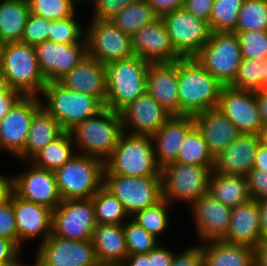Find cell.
I'll list each match as a JSON object with an SVG mask.
<instances>
[{"label": "cell", "mask_w": 267, "mask_h": 266, "mask_svg": "<svg viewBox=\"0 0 267 266\" xmlns=\"http://www.w3.org/2000/svg\"><path fill=\"white\" fill-rule=\"evenodd\" d=\"M179 115L195 116L218 106L223 84L196 58L177 60Z\"/></svg>", "instance_id": "6da1fadb"}, {"label": "cell", "mask_w": 267, "mask_h": 266, "mask_svg": "<svg viewBox=\"0 0 267 266\" xmlns=\"http://www.w3.org/2000/svg\"><path fill=\"white\" fill-rule=\"evenodd\" d=\"M161 170L151 136L123 132L105 161L104 175L161 177Z\"/></svg>", "instance_id": "7a4b0ae2"}, {"label": "cell", "mask_w": 267, "mask_h": 266, "mask_svg": "<svg viewBox=\"0 0 267 266\" xmlns=\"http://www.w3.org/2000/svg\"><path fill=\"white\" fill-rule=\"evenodd\" d=\"M69 132L74 145L78 147L79 152L76 153L97 157L105 162L124 132L122 117L120 113L105 107L96 115L76 124Z\"/></svg>", "instance_id": "3957f363"}, {"label": "cell", "mask_w": 267, "mask_h": 266, "mask_svg": "<svg viewBox=\"0 0 267 266\" xmlns=\"http://www.w3.org/2000/svg\"><path fill=\"white\" fill-rule=\"evenodd\" d=\"M41 96V106L53 116L65 131L105 108L97 97L67 89L58 81L47 82Z\"/></svg>", "instance_id": "277c9868"}, {"label": "cell", "mask_w": 267, "mask_h": 266, "mask_svg": "<svg viewBox=\"0 0 267 266\" xmlns=\"http://www.w3.org/2000/svg\"><path fill=\"white\" fill-rule=\"evenodd\" d=\"M149 64L134 55L131 58L105 65V107L120 113L126 106L144 94Z\"/></svg>", "instance_id": "5b68a950"}, {"label": "cell", "mask_w": 267, "mask_h": 266, "mask_svg": "<svg viewBox=\"0 0 267 266\" xmlns=\"http://www.w3.org/2000/svg\"><path fill=\"white\" fill-rule=\"evenodd\" d=\"M0 69L9 87L23 96H40L47 83L34 46L22 42L2 44Z\"/></svg>", "instance_id": "8992f818"}, {"label": "cell", "mask_w": 267, "mask_h": 266, "mask_svg": "<svg viewBox=\"0 0 267 266\" xmlns=\"http://www.w3.org/2000/svg\"><path fill=\"white\" fill-rule=\"evenodd\" d=\"M105 162L77 153L54 173L62 200L90 199L103 186Z\"/></svg>", "instance_id": "52a82bcc"}, {"label": "cell", "mask_w": 267, "mask_h": 266, "mask_svg": "<svg viewBox=\"0 0 267 266\" xmlns=\"http://www.w3.org/2000/svg\"><path fill=\"white\" fill-rule=\"evenodd\" d=\"M194 58L224 86H230L242 61L237 35L235 32L211 31L208 42Z\"/></svg>", "instance_id": "ba28073f"}, {"label": "cell", "mask_w": 267, "mask_h": 266, "mask_svg": "<svg viewBox=\"0 0 267 266\" xmlns=\"http://www.w3.org/2000/svg\"><path fill=\"white\" fill-rule=\"evenodd\" d=\"M212 170L206 166L171 162L162 167V197L170 204L183 201L192 204L208 192Z\"/></svg>", "instance_id": "9c48e42d"}, {"label": "cell", "mask_w": 267, "mask_h": 266, "mask_svg": "<svg viewBox=\"0 0 267 266\" xmlns=\"http://www.w3.org/2000/svg\"><path fill=\"white\" fill-rule=\"evenodd\" d=\"M103 186L123 204L130 217L163 199L161 177L104 175Z\"/></svg>", "instance_id": "30bf717a"}, {"label": "cell", "mask_w": 267, "mask_h": 266, "mask_svg": "<svg viewBox=\"0 0 267 266\" xmlns=\"http://www.w3.org/2000/svg\"><path fill=\"white\" fill-rule=\"evenodd\" d=\"M97 222L92 198L67 199L52 210V235L76 241L92 239Z\"/></svg>", "instance_id": "8fae6325"}, {"label": "cell", "mask_w": 267, "mask_h": 266, "mask_svg": "<svg viewBox=\"0 0 267 266\" xmlns=\"http://www.w3.org/2000/svg\"><path fill=\"white\" fill-rule=\"evenodd\" d=\"M162 19L175 51L182 58L195 57L210 38L209 23L195 17L185 7L170 12Z\"/></svg>", "instance_id": "7c38bea8"}, {"label": "cell", "mask_w": 267, "mask_h": 266, "mask_svg": "<svg viewBox=\"0 0 267 266\" xmlns=\"http://www.w3.org/2000/svg\"><path fill=\"white\" fill-rule=\"evenodd\" d=\"M87 55L107 65L134 56L131 36L111 20H92L85 33Z\"/></svg>", "instance_id": "4fadbf2b"}, {"label": "cell", "mask_w": 267, "mask_h": 266, "mask_svg": "<svg viewBox=\"0 0 267 266\" xmlns=\"http://www.w3.org/2000/svg\"><path fill=\"white\" fill-rule=\"evenodd\" d=\"M91 240L76 241L50 235L36 252L34 266H96Z\"/></svg>", "instance_id": "5bb4252c"}, {"label": "cell", "mask_w": 267, "mask_h": 266, "mask_svg": "<svg viewBox=\"0 0 267 266\" xmlns=\"http://www.w3.org/2000/svg\"><path fill=\"white\" fill-rule=\"evenodd\" d=\"M38 96H23L0 120V150L18 156L25 148L34 114L42 107Z\"/></svg>", "instance_id": "9a60e30c"}, {"label": "cell", "mask_w": 267, "mask_h": 266, "mask_svg": "<svg viewBox=\"0 0 267 266\" xmlns=\"http://www.w3.org/2000/svg\"><path fill=\"white\" fill-rule=\"evenodd\" d=\"M217 107L240 133L262 134L264 128L254 91L223 86Z\"/></svg>", "instance_id": "2e32d148"}, {"label": "cell", "mask_w": 267, "mask_h": 266, "mask_svg": "<svg viewBox=\"0 0 267 266\" xmlns=\"http://www.w3.org/2000/svg\"><path fill=\"white\" fill-rule=\"evenodd\" d=\"M34 48L46 82L58 81L87 56V43L63 44L47 40Z\"/></svg>", "instance_id": "e0dca14e"}, {"label": "cell", "mask_w": 267, "mask_h": 266, "mask_svg": "<svg viewBox=\"0 0 267 266\" xmlns=\"http://www.w3.org/2000/svg\"><path fill=\"white\" fill-rule=\"evenodd\" d=\"M132 50L148 63H170L182 57L175 51L162 18L149 23L131 36Z\"/></svg>", "instance_id": "ac0fdd59"}, {"label": "cell", "mask_w": 267, "mask_h": 266, "mask_svg": "<svg viewBox=\"0 0 267 266\" xmlns=\"http://www.w3.org/2000/svg\"><path fill=\"white\" fill-rule=\"evenodd\" d=\"M120 115L124 132L147 136L154 135L172 116L147 92L126 106Z\"/></svg>", "instance_id": "d6986e66"}, {"label": "cell", "mask_w": 267, "mask_h": 266, "mask_svg": "<svg viewBox=\"0 0 267 266\" xmlns=\"http://www.w3.org/2000/svg\"><path fill=\"white\" fill-rule=\"evenodd\" d=\"M31 165L29 170L13 176L14 192L24 200L54 210L62 202L55 173Z\"/></svg>", "instance_id": "ffe728a7"}, {"label": "cell", "mask_w": 267, "mask_h": 266, "mask_svg": "<svg viewBox=\"0 0 267 266\" xmlns=\"http://www.w3.org/2000/svg\"><path fill=\"white\" fill-rule=\"evenodd\" d=\"M190 208L200 241L222 240L226 236L230 228L231 207L205 194Z\"/></svg>", "instance_id": "44dd1931"}, {"label": "cell", "mask_w": 267, "mask_h": 266, "mask_svg": "<svg viewBox=\"0 0 267 266\" xmlns=\"http://www.w3.org/2000/svg\"><path fill=\"white\" fill-rule=\"evenodd\" d=\"M12 206L18 231V247L27 239L41 236L43 243L52 234V209L27 201L12 192Z\"/></svg>", "instance_id": "7402d4cb"}, {"label": "cell", "mask_w": 267, "mask_h": 266, "mask_svg": "<svg viewBox=\"0 0 267 266\" xmlns=\"http://www.w3.org/2000/svg\"><path fill=\"white\" fill-rule=\"evenodd\" d=\"M261 142V134L241 133L229 147L214 158L213 172L246 177L253 169Z\"/></svg>", "instance_id": "603a6c76"}, {"label": "cell", "mask_w": 267, "mask_h": 266, "mask_svg": "<svg viewBox=\"0 0 267 266\" xmlns=\"http://www.w3.org/2000/svg\"><path fill=\"white\" fill-rule=\"evenodd\" d=\"M209 153L216 158L241 134L236 126L219 110L211 108L193 116Z\"/></svg>", "instance_id": "cb8c5ba5"}, {"label": "cell", "mask_w": 267, "mask_h": 266, "mask_svg": "<svg viewBox=\"0 0 267 266\" xmlns=\"http://www.w3.org/2000/svg\"><path fill=\"white\" fill-rule=\"evenodd\" d=\"M146 92L171 115H179L177 61L150 63L146 75Z\"/></svg>", "instance_id": "d4e9b609"}, {"label": "cell", "mask_w": 267, "mask_h": 266, "mask_svg": "<svg viewBox=\"0 0 267 266\" xmlns=\"http://www.w3.org/2000/svg\"><path fill=\"white\" fill-rule=\"evenodd\" d=\"M258 202L249 200L232 208L230 228L222 241L256 248L262 241Z\"/></svg>", "instance_id": "484cf974"}, {"label": "cell", "mask_w": 267, "mask_h": 266, "mask_svg": "<svg viewBox=\"0 0 267 266\" xmlns=\"http://www.w3.org/2000/svg\"><path fill=\"white\" fill-rule=\"evenodd\" d=\"M58 82L67 89L95 96L104 104L106 102V67L93 57L85 56Z\"/></svg>", "instance_id": "4316f807"}, {"label": "cell", "mask_w": 267, "mask_h": 266, "mask_svg": "<svg viewBox=\"0 0 267 266\" xmlns=\"http://www.w3.org/2000/svg\"><path fill=\"white\" fill-rule=\"evenodd\" d=\"M194 126L189 115H172L166 123L151 136L158 164L163 167L177 159L187 132Z\"/></svg>", "instance_id": "83f0119b"}, {"label": "cell", "mask_w": 267, "mask_h": 266, "mask_svg": "<svg viewBox=\"0 0 267 266\" xmlns=\"http://www.w3.org/2000/svg\"><path fill=\"white\" fill-rule=\"evenodd\" d=\"M91 241L98 263L123 264L129 255L123 225L97 224Z\"/></svg>", "instance_id": "f1b7e54d"}, {"label": "cell", "mask_w": 267, "mask_h": 266, "mask_svg": "<svg viewBox=\"0 0 267 266\" xmlns=\"http://www.w3.org/2000/svg\"><path fill=\"white\" fill-rule=\"evenodd\" d=\"M201 250L203 266H255V249L249 246L212 240L202 242Z\"/></svg>", "instance_id": "f546056e"}, {"label": "cell", "mask_w": 267, "mask_h": 266, "mask_svg": "<svg viewBox=\"0 0 267 266\" xmlns=\"http://www.w3.org/2000/svg\"><path fill=\"white\" fill-rule=\"evenodd\" d=\"M64 132L65 130L60 123L41 107L32 118L25 148L17 158L28 162L35 154Z\"/></svg>", "instance_id": "4dcf8cb0"}, {"label": "cell", "mask_w": 267, "mask_h": 266, "mask_svg": "<svg viewBox=\"0 0 267 266\" xmlns=\"http://www.w3.org/2000/svg\"><path fill=\"white\" fill-rule=\"evenodd\" d=\"M207 194L231 208L251 200L245 176L213 171L209 178Z\"/></svg>", "instance_id": "1f68e13d"}, {"label": "cell", "mask_w": 267, "mask_h": 266, "mask_svg": "<svg viewBox=\"0 0 267 266\" xmlns=\"http://www.w3.org/2000/svg\"><path fill=\"white\" fill-rule=\"evenodd\" d=\"M31 11L27 0H0V43L21 42Z\"/></svg>", "instance_id": "d6a6232c"}, {"label": "cell", "mask_w": 267, "mask_h": 266, "mask_svg": "<svg viewBox=\"0 0 267 266\" xmlns=\"http://www.w3.org/2000/svg\"><path fill=\"white\" fill-rule=\"evenodd\" d=\"M74 147L70 132L65 131L35 154L30 162L36 167L55 172L77 154L73 151Z\"/></svg>", "instance_id": "836d02e7"}, {"label": "cell", "mask_w": 267, "mask_h": 266, "mask_svg": "<svg viewBox=\"0 0 267 266\" xmlns=\"http://www.w3.org/2000/svg\"><path fill=\"white\" fill-rule=\"evenodd\" d=\"M158 18L147 0H136L120 10L110 20L125 34L132 36L140 28Z\"/></svg>", "instance_id": "e575fe53"}, {"label": "cell", "mask_w": 267, "mask_h": 266, "mask_svg": "<svg viewBox=\"0 0 267 266\" xmlns=\"http://www.w3.org/2000/svg\"><path fill=\"white\" fill-rule=\"evenodd\" d=\"M174 162L206 166L213 171L214 158L209 153L207 145L195 125L187 132Z\"/></svg>", "instance_id": "d590c367"}, {"label": "cell", "mask_w": 267, "mask_h": 266, "mask_svg": "<svg viewBox=\"0 0 267 266\" xmlns=\"http://www.w3.org/2000/svg\"><path fill=\"white\" fill-rule=\"evenodd\" d=\"M92 201L97 224L123 225L130 217L123 204L104 186L92 197Z\"/></svg>", "instance_id": "8d00e7d4"}, {"label": "cell", "mask_w": 267, "mask_h": 266, "mask_svg": "<svg viewBox=\"0 0 267 266\" xmlns=\"http://www.w3.org/2000/svg\"><path fill=\"white\" fill-rule=\"evenodd\" d=\"M234 31H267V1L243 0Z\"/></svg>", "instance_id": "74e56055"}, {"label": "cell", "mask_w": 267, "mask_h": 266, "mask_svg": "<svg viewBox=\"0 0 267 266\" xmlns=\"http://www.w3.org/2000/svg\"><path fill=\"white\" fill-rule=\"evenodd\" d=\"M265 76L266 61L242 59L236 77L230 86L255 92L263 89Z\"/></svg>", "instance_id": "f35d334b"}, {"label": "cell", "mask_w": 267, "mask_h": 266, "mask_svg": "<svg viewBox=\"0 0 267 266\" xmlns=\"http://www.w3.org/2000/svg\"><path fill=\"white\" fill-rule=\"evenodd\" d=\"M171 204L162 199L157 204L137 211L131 218L148 233L158 238L169 226L168 210Z\"/></svg>", "instance_id": "ab89813d"}, {"label": "cell", "mask_w": 267, "mask_h": 266, "mask_svg": "<svg viewBox=\"0 0 267 266\" xmlns=\"http://www.w3.org/2000/svg\"><path fill=\"white\" fill-rule=\"evenodd\" d=\"M243 0H214L209 19L211 31L233 32Z\"/></svg>", "instance_id": "60d3db41"}, {"label": "cell", "mask_w": 267, "mask_h": 266, "mask_svg": "<svg viewBox=\"0 0 267 266\" xmlns=\"http://www.w3.org/2000/svg\"><path fill=\"white\" fill-rule=\"evenodd\" d=\"M123 230L129 255L148 253L160 243L131 217L123 224Z\"/></svg>", "instance_id": "b9f144b4"}, {"label": "cell", "mask_w": 267, "mask_h": 266, "mask_svg": "<svg viewBox=\"0 0 267 266\" xmlns=\"http://www.w3.org/2000/svg\"><path fill=\"white\" fill-rule=\"evenodd\" d=\"M74 16L75 13L64 19L51 20L48 41L63 44L87 43L84 30Z\"/></svg>", "instance_id": "7bdbcfd3"}, {"label": "cell", "mask_w": 267, "mask_h": 266, "mask_svg": "<svg viewBox=\"0 0 267 266\" xmlns=\"http://www.w3.org/2000/svg\"><path fill=\"white\" fill-rule=\"evenodd\" d=\"M31 13L50 20L72 16L82 0H27ZM77 2V3H76Z\"/></svg>", "instance_id": "ee69618b"}, {"label": "cell", "mask_w": 267, "mask_h": 266, "mask_svg": "<svg viewBox=\"0 0 267 266\" xmlns=\"http://www.w3.org/2000/svg\"><path fill=\"white\" fill-rule=\"evenodd\" d=\"M237 35L242 59L267 61V31H233Z\"/></svg>", "instance_id": "f6af8a7d"}, {"label": "cell", "mask_w": 267, "mask_h": 266, "mask_svg": "<svg viewBox=\"0 0 267 266\" xmlns=\"http://www.w3.org/2000/svg\"><path fill=\"white\" fill-rule=\"evenodd\" d=\"M51 20L30 13L24 27L21 42L35 46L48 40Z\"/></svg>", "instance_id": "bcb514c9"}, {"label": "cell", "mask_w": 267, "mask_h": 266, "mask_svg": "<svg viewBox=\"0 0 267 266\" xmlns=\"http://www.w3.org/2000/svg\"><path fill=\"white\" fill-rule=\"evenodd\" d=\"M0 237L12 240L18 246V231L15 212L10 199L0 203Z\"/></svg>", "instance_id": "7dc6e473"}, {"label": "cell", "mask_w": 267, "mask_h": 266, "mask_svg": "<svg viewBox=\"0 0 267 266\" xmlns=\"http://www.w3.org/2000/svg\"><path fill=\"white\" fill-rule=\"evenodd\" d=\"M92 2L94 14L92 20H110L120 10L136 0H82Z\"/></svg>", "instance_id": "c3c4849f"}, {"label": "cell", "mask_w": 267, "mask_h": 266, "mask_svg": "<svg viewBox=\"0 0 267 266\" xmlns=\"http://www.w3.org/2000/svg\"><path fill=\"white\" fill-rule=\"evenodd\" d=\"M251 199L260 201L267 198V172L252 169L246 176Z\"/></svg>", "instance_id": "681fc988"}, {"label": "cell", "mask_w": 267, "mask_h": 266, "mask_svg": "<svg viewBox=\"0 0 267 266\" xmlns=\"http://www.w3.org/2000/svg\"><path fill=\"white\" fill-rule=\"evenodd\" d=\"M21 250L12 240L0 237V266H21Z\"/></svg>", "instance_id": "f907efd6"}, {"label": "cell", "mask_w": 267, "mask_h": 266, "mask_svg": "<svg viewBox=\"0 0 267 266\" xmlns=\"http://www.w3.org/2000/svg\"><path fill=\"white\" fill-rule=\"evenodd\" d=\"M171 266H203V253L201 245H195L175 254Z\"/></svg>", "instance_id": "816d5d0a"}, {"label": "cell", "mask_w": 267, "mask_h": 266, "mask_svg": "<svg viewBox=\"0 0 267 266\" xmlns=\"http://www.w3.org/2000/svg\"><path fill=\"white\" fill-rule=\"evenodd\" d=\"M214 0H185V9L195 17L209 22Z\"/></svg>", "instance_id": "f5cc1de1"}, {"label": "cell", "mask_w": 267, "mask_h": 266, "mask_svg": "<svg viewBox=\"0 0 267 266\" xmlns=\"http://www.w3.org/2000/svg\"><path fill=\"white\" fill-rule=\"evenodd\" d=\"M147 2L159 18L184 7L185 4V0H147Z\"/></svg>", "instance_id": "db71d44e"}, {"label": "cell", "mask_w": 267, "mask_h": 266, "mask_svg": "<svg viewBox=\"0 0 267 266\" xmlns=\"http://www.w3.org/2000/svg\"><path fill=\"white\" fill-rule=\"evenodd\" d=\"M174 252L160 243L150 251V266H171Z\"/></svg>", "instance_id": "11a10c76"}, {"label": "cell", "mask_w": 267, "mask_h": 266, "mask_svg": "<svg viewBox=\"0 0 267 266\" xmlns=\"http://www.w3.org/2000/svg\"><path fill=\"white\" fill-rule=\"evenodd\" d=\"M23 97V95L14 89L0 94V120L8 113V111Z\"/></svg>", "instance_id": "9f6ffc18"}, {"label": "cell", "mask_w": 267, "mask_h": 266, "mask_svg": "<svg viewBox=\"0 0 267 266\" xmlns=\"http://www.w3.org/2000/svg\"><path fill=\"white\" fill-rule=\"evenodd\" d=\"M255 97L257 100L260 121L263 125V128H266L267 127V90L259 89L258 91H255Z\"/></svg>", "instance_id": "6f0895ef"}, {"label": "cell", "mask_w": 267, "mask_h": 266, "mask_svg": "<svg viewBox=\"0 0 267 266\" xmlns=\"http://www.w3.org/2000/svg\"><path fill=\"white\" fill-rule=\"evenodd\" d=\"M14 191L13 176L5 177L0 174V203L10 199Z\"/></svg>", "instance_id": "680465c9"}, {"label": "cell", "mask_w": 267, "mask_h": 266, "mask_svg": "<svg viewBox=\"0 0 267 266\" xmlns=\"http://www.w3.org/2000/svg\"><path fill=\"white\" fill-rule=\"evenodd\" d=\"M253 169L267 172V145L261 142L255 155Z\"/></svg>", "instance_id": "91938a15"}, {"label": "cell", "mask_w": 267, "mask_h": 266, "mask_svg": "<svg viewBox=\"0 0 267 266\" xmlns=\"http://www.w3.org/2000/svg\"><path fill=\"white\" fill-rule=\"evenodd\" d=\"M124 266H150V251L148 253L128 255Z\"/></svg>", "instance_id": "94428289"}, {"label": "cell", "mask_w": 267, "mask_h": 266, "mask_svg": "<svg viewBox=\"0 0 267 266\" xmlns=\"http://www.w3.org/2000/svg\"><path fill=\"white\" fill-rule=\"evenodd\" d=\"M255 266H267V240L255 248Z\"/></svg>", "instance_id": "6125c7cd"}, {"label": "cell", "mask_w": 267, "mask_h": 266, "mask_svg": "<svg viewBox=\"0 0 267 266\" xmlns=\"http://www.w3.org/2000/svg\"><path fill=\"white\" fill-rule=\"evenodd\" d=\"M257 202L260 209V223L263 240H267V198Z\"/></svg>", "instance_id": "be15d7a7"}, {"label": "cell", "mask_w": 267, "mask_h": 266, "mask_svg": "<svg viewBox=\"0 0 267 266\" xmlns=\"http://www.w3.org/2000/svg\"><path fill=\"white\" fill-rule=\"evenodd\" d=\"M10 89L11 88L8 85L7 79L0 69V94L8 92Z\"/></svg>", "instance_id": "e7e4bbea"}, {"label": "cell", "mask_w": 267, "mask_h": 266, "mask_svg": "<svg viewBox=\"0 0 267 266\" xmlns=\"http://www.w3.org/2000/svg\"><path fill=\"white\" fill-rule=\"evenodd\" d=\"M261 136H262V142H264L267 145V127L263 129Z\"/></svg>", "instance_id": "03108f58"}, {"label": "cell", "mask_w": 267, "mask_h": 266, "mask_svg": "<svg viewBox=\"0 0 267 266\" xmlns=\"http://www.w3.org/2000/svg\"><path fill=\"white\" fill-rule=\"evenodd\" d=\"M96 266H124L123 264L98 263Z\"/></svg>", "instance_id": "003e7915"}, {"label": "cell", "mask_w": 267, "mask_h": 266, "mask_svg": "<svg viewBox=\"0 0 267 266\" xmlns=\"http://www.w3.org/2000/svg\"><path fill=\"white\" fill-rule=\"evenodd\" d=\"M263 89L267 90V61H266V76H265V79H264Z\"/></svg>", "instance_id": "a7ac6f4b"}, {"label": "cell", "mask_w": 267, "mask_h": 266, "mask_svg": "<svg viewBox=\"0 0 267 266\" xmlns=\"http://www.w3.org/2000/svg\"><path fill=\"white\" fill-rule=\"evenodd\" d=\"M1 50H2V44L0 43V65H1Z\"/></svg>", "instance_id": "89a4df30"}]
</instances>
